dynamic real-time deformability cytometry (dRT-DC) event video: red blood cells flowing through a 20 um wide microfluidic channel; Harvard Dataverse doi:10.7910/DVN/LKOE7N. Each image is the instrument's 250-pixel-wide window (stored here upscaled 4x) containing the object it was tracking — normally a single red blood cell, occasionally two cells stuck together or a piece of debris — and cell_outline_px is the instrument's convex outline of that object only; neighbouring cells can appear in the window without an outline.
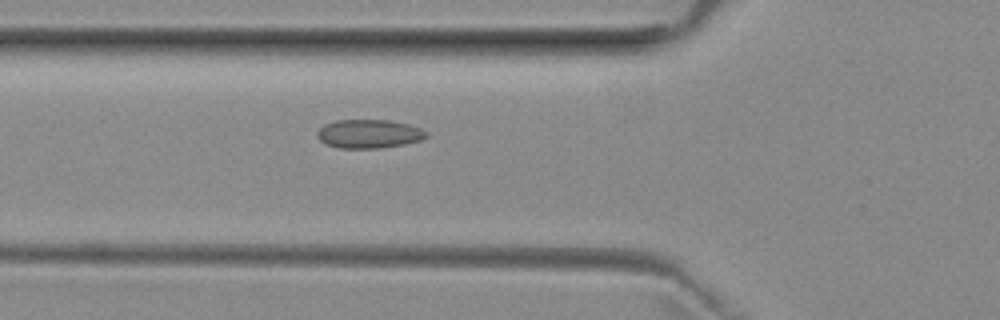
{"species": "common noctule bat (a hibernating species)", "species_latin": "Nyctalus noctula", "temperature_condition": "room temperature", "stored_images_in_passage": 29, "camera_frame_rate_fps": 3000, "um_per_image_px": 0.085, "animal": {"sex": "female", "body_mass_g": 29.2, "forearm_length_mm": 56.3}, "frame": {"image": 1, "passage_image": 6, "time_ms": 1.667, "image_size_px": [1000, 320], "cell_outline_px": [[428, 136], [420, 140], [404, 144], [380, 148], [340, 148], [328, 144], [320, 140], [316, 136], [316, 132], [324, 124], [336, 120], [388, 120], [408, 124], [420, 128], [428, 132]], "centroid_in_image_um": [31.36, 11.37], "position_along_channel_um": 94.4, "area_um2": 18.21}}
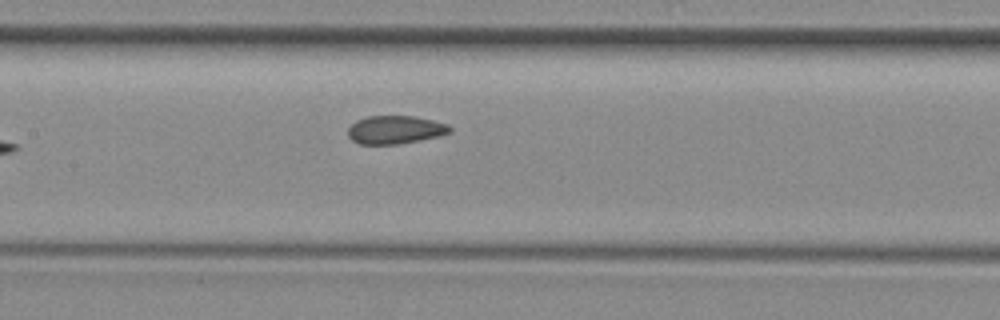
{"frame": {"image": 2, "passage_image": 12, "time_ms": 3.667, "image_size_px": [1000, 320], "cell_outline_px": [[452, 132], [436, 136], [396, 144], [360, 144], [352, 140], [348, 136], [348, 128], [356, 120], [368, 116], [412, 116], [432, 120], [448, 124], [452, 128]], "centroid_in_image_um": [33.57, 11.02], "position_along_channel_um": 173.8, "area_um2": 16.53}}
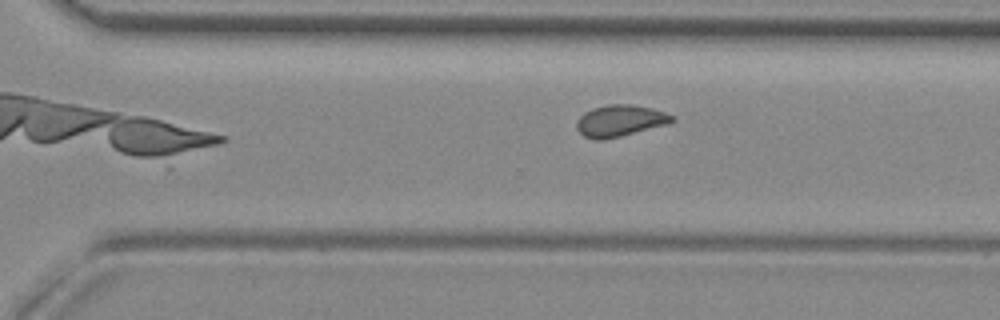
{"frame": {"image": 3, "passage_image": 23, "time_ms": 7.333, "image_size_px": [1000, 320], "cell_outline_px": [[676, 120], [668, 124], [620, 136], [600, 140], [596, 140], [584, 136], [576, 128], [576, 124], [580, 116], [584, 112], [592, 108], [608, 104], [632, 104], [652, 108], [664, 112], [672, 116]], "centroid_in_image_um": [52.69, 10.25], "position_along_channel_um": 317.9, "area_um2": 17.46}, "authors_computed_cell_mechanics": {"area_um2": 16.9932, "velocity_mm_per_s": 3.9439, "shape_relaxation_time_tau1_ms": null, "shape_relaxation_time_tau2_ms": 1.3135, "deformation_change_tau1": null, "deformation_change_tau2": 0.0548}}